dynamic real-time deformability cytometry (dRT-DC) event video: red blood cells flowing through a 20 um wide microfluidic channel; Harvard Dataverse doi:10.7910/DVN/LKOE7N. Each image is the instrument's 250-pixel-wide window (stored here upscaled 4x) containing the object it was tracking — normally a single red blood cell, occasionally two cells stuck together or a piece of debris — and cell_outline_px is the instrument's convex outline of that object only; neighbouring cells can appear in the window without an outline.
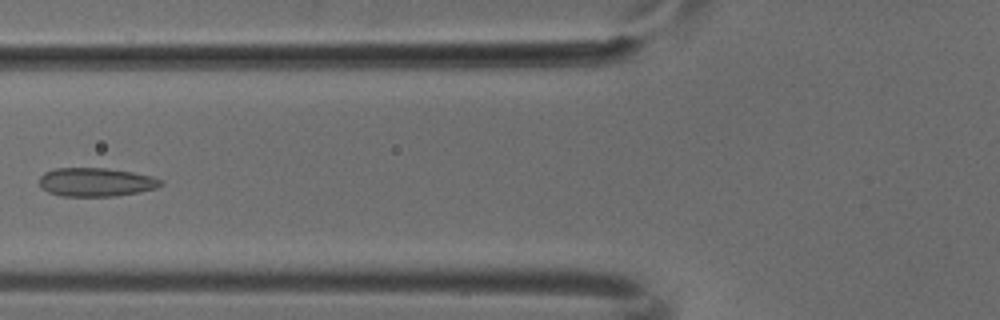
{"species": "common noctule bat (a hibernating species)", "species_latin": "Nyctalus noctula", "temperature_condition": "cold", "stored_images_in_passage": 6, "camera_frame_rate_fps": 3000, "um_per_image_px": 0.085, "animal": {"sex": "male", "body_mass_g": 18.8}, "frame": {"image": 1, "passage_image": 5, "time_ms": 1.333, "image_size_px": [1000, 320], "cell_outline_px": [[164, 184], [156, 188], [140, 192], [116, 196], [60, 196], [48, 192], [40, 184], [40, 176], [44, 172], [56, 168], [104, 168], [132, 172], [152, 176], [164, 180]], "centroid_in_image_um": [8.19, 15.48], "position_along_channel_um": 117.6, "area_um2": 20.35}}
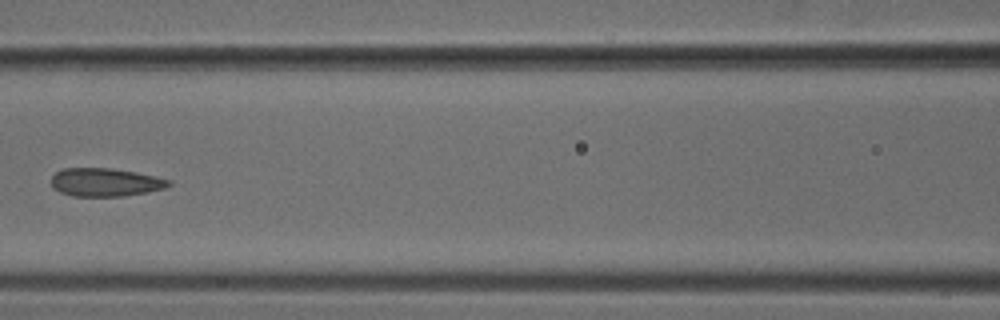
{"frame": {"image": 2, "passage_image": 6, "time_ms": 1.667, "image_size_px": [1000, 320], "cell_outline_px": [[172, 184], [164, 188], [148, 192], [124, 196], [72, 196], [60, 192], [52, 188], [52, 176], [56, 172], [64, 168], [112, 168], [136, 172], [172, 180]], "centroid_in_image_um": [8.96, 15.49], "position_along_channel_um": 157.6, "area_um2": 19.42}}